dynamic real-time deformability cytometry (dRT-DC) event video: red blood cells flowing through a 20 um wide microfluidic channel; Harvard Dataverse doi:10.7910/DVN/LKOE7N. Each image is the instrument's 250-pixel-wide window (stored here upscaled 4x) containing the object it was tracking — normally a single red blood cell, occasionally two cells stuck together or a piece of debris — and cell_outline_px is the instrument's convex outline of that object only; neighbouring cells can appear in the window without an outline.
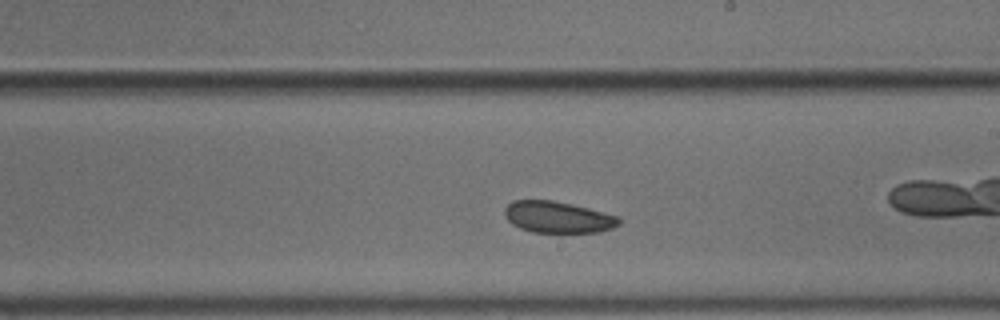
{"species": "common noctule bat (a hibernating species)", "species_latin": "Nyctalus noctula", "temperature_condition": "cold", "stored_images_in_passage": 51, "camera_frame_rate_fps": 3000, "um_per_image_px": 0.085, "animal": {"sex": "male", "body_mass_g": 18.8}, "frame": {"image": 1, "passage_image": 30, "time_ms": 9.667, "image_size_px": [1000, 320], "cell_outline_px": [[620, 224], [612, 228], [600, 232], [532, 232], [520, 228], [512, 224], [504, 216], [504, 208], [512, 200], [552, 200], [572, 204], [620, 216]], "centroid_in_image_um": [47.41, 18.45], "position_along_channel_um": 241.6, "area_um2": 21.1}}
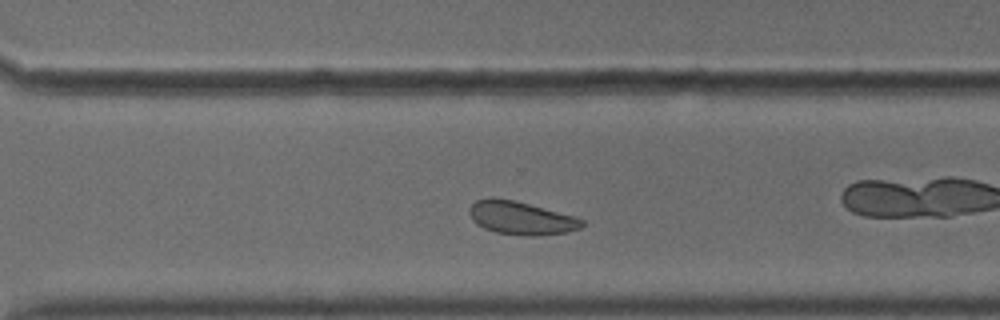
{"frame": {"image": 2, "passage_image": 37, "time_ms": 12.0, "image_size_px": [1000, 320], "cell_outline_px": [[584, 224], [580, 228], [568, 232], [536, 236], [524, 236], [496, 232], [484, 228], [476, 224], [472, 220], [468, 212], [468, 208], [476, 200], [492, 196], [512, 200], [528, 204], [572, 216], [584, 220]], "centroid_in_image_um": [44.23, 18.53], "position_along_channel_um": 326.4, "area_um2": 21.73}}